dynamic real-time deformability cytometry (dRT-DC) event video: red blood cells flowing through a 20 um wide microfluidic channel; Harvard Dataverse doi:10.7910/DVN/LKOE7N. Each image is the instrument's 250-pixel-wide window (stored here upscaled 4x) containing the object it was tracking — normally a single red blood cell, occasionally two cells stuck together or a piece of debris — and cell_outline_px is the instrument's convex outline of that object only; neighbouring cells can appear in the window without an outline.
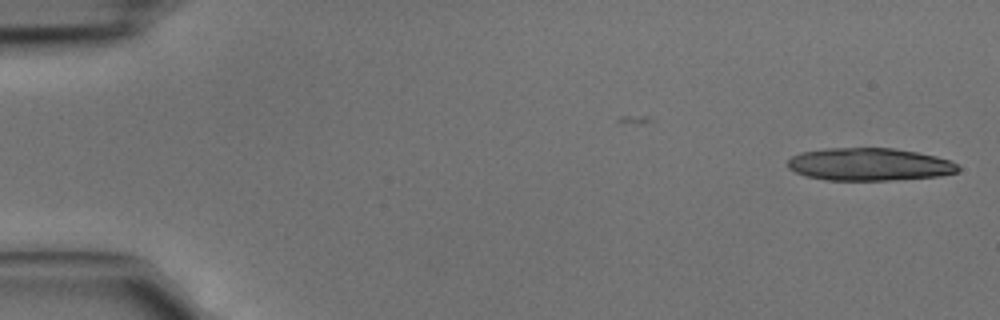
{"species": "common noctule bat (a hibernating species)", "species_latin": "Nyctalus noctula", "temperature_condition": "cold", "stored_images_in_passage": 17, "camera_frame_rate_fps": 3000, "um_per_image_px": 0.085, "animal": {"sex": "male", "body_mass_g": 15.6}, "frame": {"image": 1, "passage_image": 1, "time_ms": 0.0, "image_size_px": [1000, 320], "cell_outline_px": [[960, 168], [956, 172], [940, 176], [888, 180], [828, 180], [804, 176], [788, 168], [788, 160], [792, 156], [800, 152], [828, 148], [892, 148], [916, 152], [936, 156], [952, 160]], "centroid_in_image_um": [73.88, 13.97], "position_along_channel_um": 11.1, "area_um2": 32.43}}
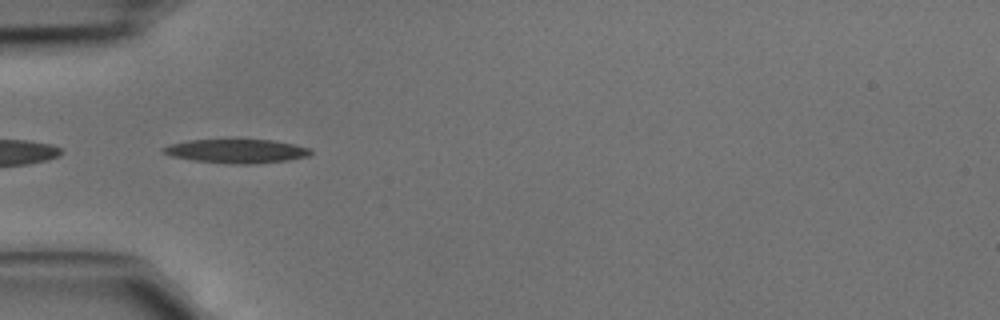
{"frame": {"image": 2, "passage_image": 14, "time_ms": 4.333, "image_size_px": [1000, 320], "cell_outline_px": [[312, 152], [308, 156], [288, 160], [248, 164], [228, 164], [192, 160], [172, 156], [164, 152], [160, 148], [172, 144], [188, 140], [236, 136], [272, 140], [292, 144], [308, 148]], "centroid_in_image_um": [20.06, 12.79], "position_along_channel_um": 64.9, "area_um2": 21.44}}